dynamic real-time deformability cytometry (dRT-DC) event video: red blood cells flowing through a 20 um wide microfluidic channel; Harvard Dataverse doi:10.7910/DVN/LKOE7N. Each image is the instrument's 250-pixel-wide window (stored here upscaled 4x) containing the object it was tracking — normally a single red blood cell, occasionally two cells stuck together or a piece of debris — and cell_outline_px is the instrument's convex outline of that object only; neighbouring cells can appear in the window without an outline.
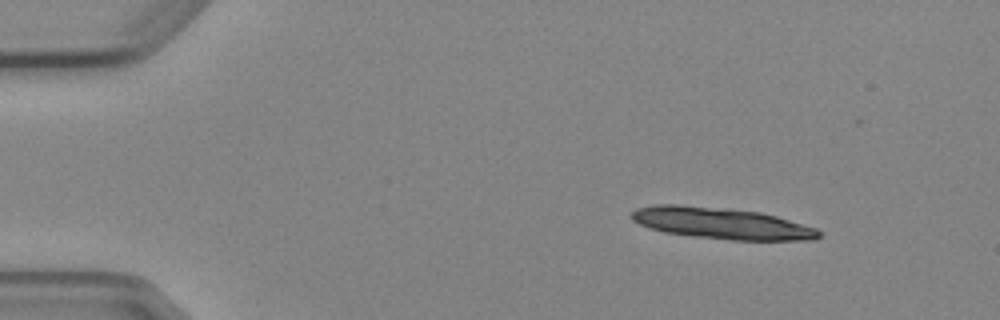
{"species": "Egyptian fruit bat (a non-hibernating species)", "species_latin": "Rousettus aegyptiacus", "temperature_condition": "cold", "stored_images_in_passage": 5, "segment_of_instrument_passage": [2, 2], "camera_frame_rate_fps": 3000, "um_per_image_px": 0.085, "animal": {"sex": "female"}, "frame": {"image": 1, "passage_image": 5, "time_ms": 5.667, "image_size_px": [1000, 320], "cell_outline_px": [[820, 236], [816, 240], [732, 240], [696, 236], [664, 232], [648, 228], [632, 220], [632, 212], [636, 208], [652, 204], [680, 204], [760, 212], [776, 216], [816, 228], [820, 232]], "centroid_in_image_um": [61.3, 18.98], "position_along_channel_um": 23.7, "area_um2": 34.1}}